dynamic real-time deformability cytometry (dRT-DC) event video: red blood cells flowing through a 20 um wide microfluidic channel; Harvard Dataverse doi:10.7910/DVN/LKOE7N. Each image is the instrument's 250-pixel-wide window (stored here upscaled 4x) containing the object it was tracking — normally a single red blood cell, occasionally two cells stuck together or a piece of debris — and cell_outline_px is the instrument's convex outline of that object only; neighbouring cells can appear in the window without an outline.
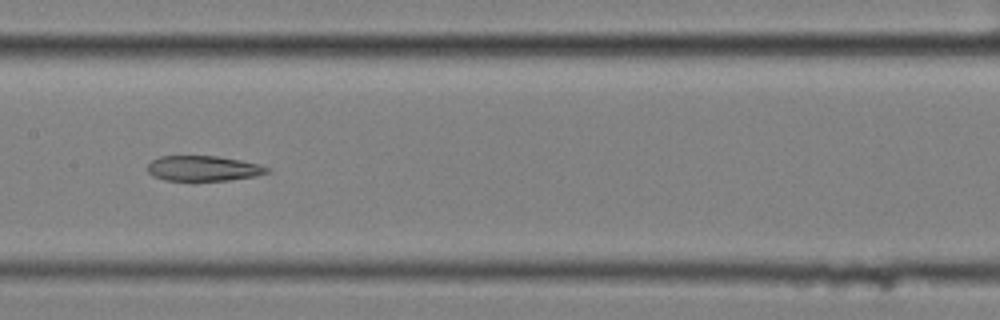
{"species": "common noctule bat (a hibernating species)", "species_latin": "Nyctalus noctula", "temperature_condition": "cold", "stored_images_in_passage": 13, "camera_frame_rate_fps": 3000, "um_per_image_px": 0.085, "animal": {"sex": "female", "body_mass_g": 25.1}, "frame": {"image": 1, "passage_image": 6, "time_ms": 1.667, "image_size_px": [1000, 320], "cell_outline_px": [[268, 172], [256, 176], [228, 180], [164, 180], [152, 176], [148, 172], [148, 164], [152, 160], [160, 156], [216, 156], [240, 160], [260, 164], [268, 168]], "centroid_in_image_um": [17.26, 14.31], "position_along_channel_um": 190.1, "area_um2": 17.46}}
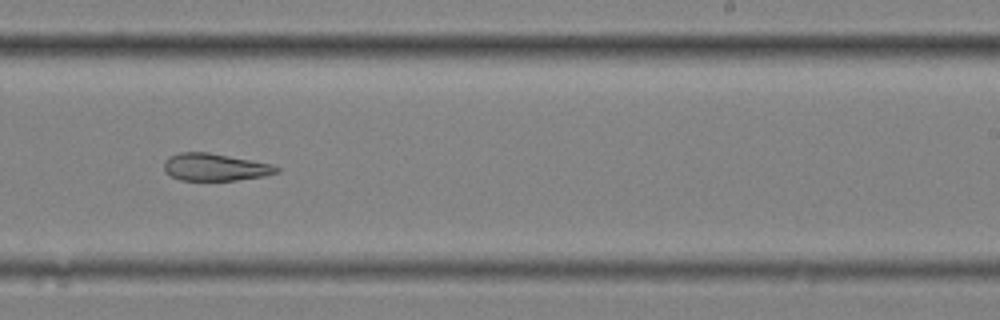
{"frame": {"image": 2, "passage_image": 8, "time_ms": 2.333, "image_size_px": [1000, 320], "cell_outline_px": [[280, 172], [264, 176], [236, 180], [180, 180], [172, 176], [164, 168], [164, 160], [168, 156], [180, 152], [208, 152], [272, 164], [280, 168]], "centroid_in_image_um": [18.29, 14.2], "position_along_channel_um": 270.7, "area_um2": 17.86}}
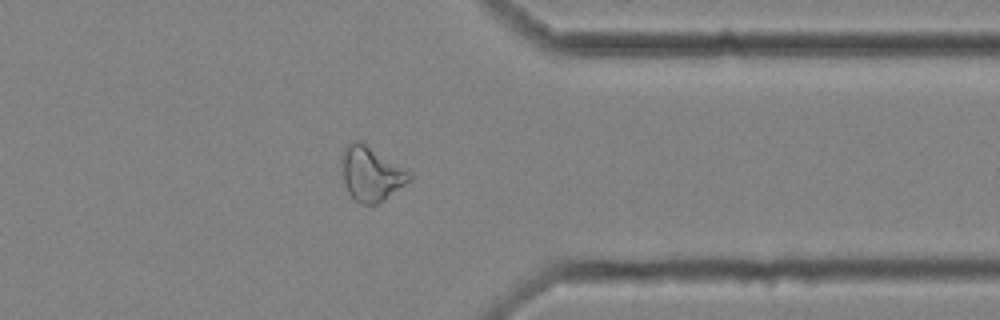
{"frame": {"image": 3, "passage_image": 11, "time_ms": 3.333, "image_size_px": [1000, 320], "cell_outline_px": [[412, 180], [384, 200], [376, 204], [360, 204], [348, 192], [344, 180], [344, 148], [348, 144], [356, 140], [360, 140], [412, 172]], "centroid_in_image_um": [31.62, 14.78], "position_along_channel_um": 379.8, "area_um2": 21.15}}